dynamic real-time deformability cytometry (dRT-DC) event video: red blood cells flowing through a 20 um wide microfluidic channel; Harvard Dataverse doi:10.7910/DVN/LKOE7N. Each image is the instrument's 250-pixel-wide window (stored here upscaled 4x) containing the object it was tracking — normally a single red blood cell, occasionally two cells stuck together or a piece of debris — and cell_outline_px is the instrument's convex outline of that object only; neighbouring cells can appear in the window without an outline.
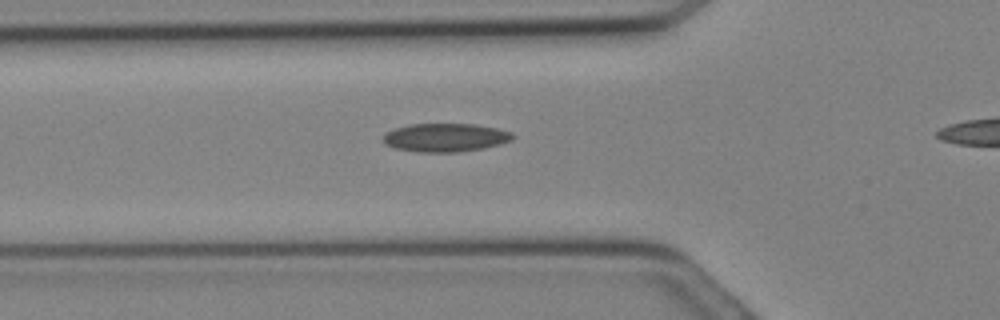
{"species": "Egyptian fruit bat (a non-hibernating species)", "species_latin": "Rousettus aegyptiacus", "temperature_condition": "cold", "stored_images_in_passage": 14, "camera_frame_rate_fps": 3000, "um_per_image_px": 0.085, "animal": {"sex": "female"}, "frame": {"image": 1, "passage_image": 8, "time_ms": 2.333, "image_size_px": [1000, 320], "cell_outline_px": [[512, 140], [500, 144], [484, 148], [456, 152], [416, 152], [396, 148], [384, 144], [380, 140], [388, 132], [396, 128], [408, 124], [476, 124], [496, 128], [512, 132]], "centroid_in_image_um": [37.83, 11.69], "position_along_channel_um": 88.0, "area_um2": 21.44}}
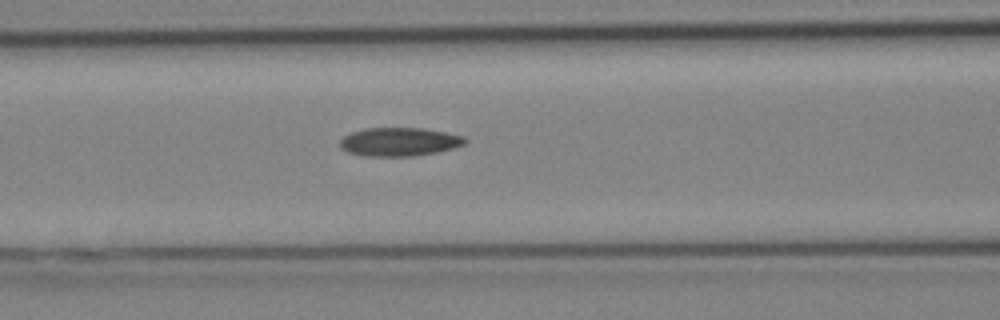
{"frame": {"image": 2, "passage_image": 10, "time_ms": 3.0, "image_size_px": [1000, 320], "cell_outline_px": [[468, 140], [464, 144], [452, 148], [436, 152], [412, 156], [364, 156], [348, 152], [340, 148], [340, 140], [344, 136], [352, 132], [364, 128], [424, 128], [464, 136]], "centroid_in_image_um": [33.92, 12.05], "position_along_channel_um": 132.7, "area_um2": 20.75}}
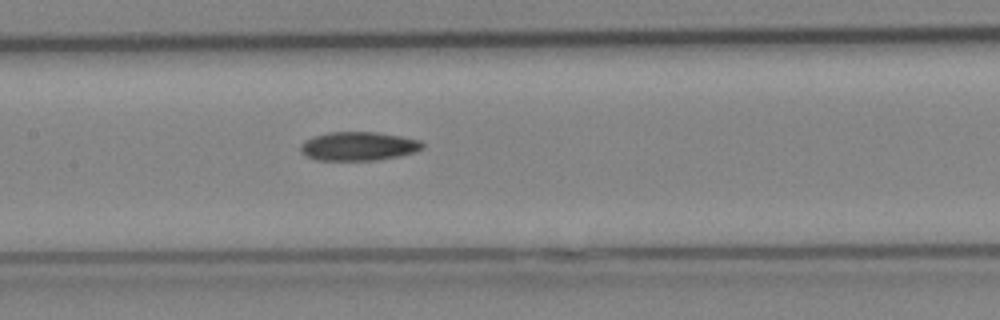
{"frame": {"image": 3, "passage_image": 12, "time_ms": 3.667, "image_size_px": [1000, 320], "cell_outline_px": [[424, 148], [416, 152], [400, 156], [376, 160], [316, 160], [300, 152], [300, 144], [304, 140], [312, 136], [328, 132], [376, 132], [400, 136], [420, 140], [424, 144]], "centroid_in_image_um": [30.46, 12.42], "position_along_channel_um": 176.9, "area_um2": 20.63}}